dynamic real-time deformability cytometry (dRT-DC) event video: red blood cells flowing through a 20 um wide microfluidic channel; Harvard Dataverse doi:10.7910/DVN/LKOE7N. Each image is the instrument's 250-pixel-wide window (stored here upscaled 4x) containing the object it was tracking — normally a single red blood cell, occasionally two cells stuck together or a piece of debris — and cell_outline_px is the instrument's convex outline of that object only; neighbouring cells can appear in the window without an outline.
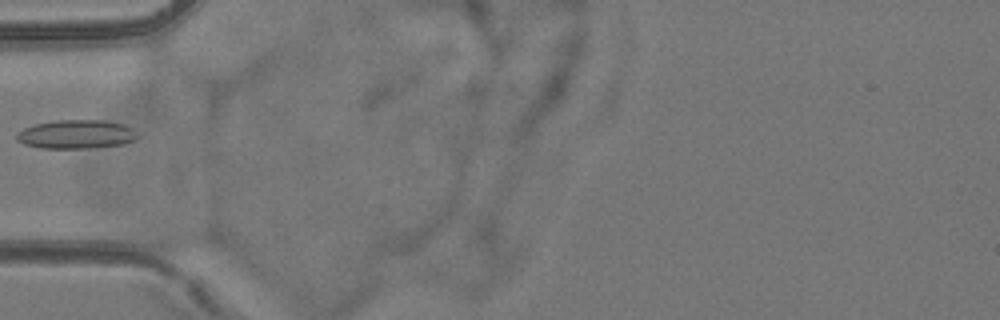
{"species": "common noctule bat (a hibernating species)", "species_latin": "Nyctalus noctula", "temperature_condition": "room temperature", "stored_images_in_passage": 1, "camera_frame_rate_fps": 3000, "um_per_image_px": 0.085, "animal": {"sex": "female", "body_mass_g": 24.6, "forearm_length_mm": 56.2}, "frame": {"image": 1, "passage_image": 1, "time_ms": 0.0, "image_size_px": [1000, 320], "cell_outline_px": [[140, 136], [136, 140], [124, 144], [88, 148], [40, 148], [24, 144], [16, 140], [16, 132], [24, 128], [36, 124], [56, 120], [104, 120], [124, 124], [132, 128]], "centroid_in_image_um": [6.5, 11.41], "position_along_channel_um": 78.5, "area_um2": 20.46}}